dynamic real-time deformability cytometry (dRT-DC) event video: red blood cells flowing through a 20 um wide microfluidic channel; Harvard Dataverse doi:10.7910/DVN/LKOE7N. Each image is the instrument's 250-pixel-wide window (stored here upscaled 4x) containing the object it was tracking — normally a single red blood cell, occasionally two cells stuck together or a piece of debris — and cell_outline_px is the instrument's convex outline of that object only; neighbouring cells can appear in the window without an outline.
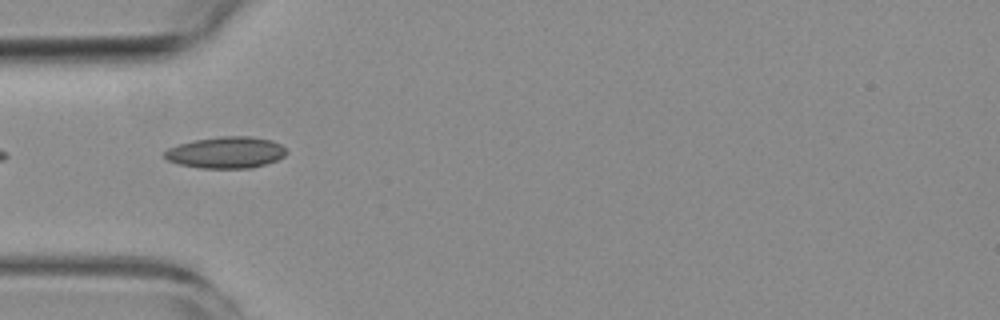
{"species": "common noctule bat (a hibernating species)", "species_latin": "Nyctalus noctula", "temperature_condition": "room temperature", "stored_images_in_passage": 5, "camera_frame_rate_fps": 3000, "um_per_image_px": 0.085, "animal": {"sex": "female", "body_mass_g": 19.3, "forearm_length_mm": 54.1}, "frame": {"image": 1, "passage_image": 5, "time_ms": 5.333, "image_size_px": [1000, 320], "cell_outline_px": [[288, 152], [284, 156], [276, 160], [252, 168], [200, 168], [180, 164], [168, 160], [164, 156], [164, 152], [168, 148], [180, 144], [196, 140], [220, 136], [252, 136], [272, 140], [280, 144]], "centroid_in_image_um": [19.23, 12.96], "position_along_channel_um": 65.8, "area_um2": 22.25}}